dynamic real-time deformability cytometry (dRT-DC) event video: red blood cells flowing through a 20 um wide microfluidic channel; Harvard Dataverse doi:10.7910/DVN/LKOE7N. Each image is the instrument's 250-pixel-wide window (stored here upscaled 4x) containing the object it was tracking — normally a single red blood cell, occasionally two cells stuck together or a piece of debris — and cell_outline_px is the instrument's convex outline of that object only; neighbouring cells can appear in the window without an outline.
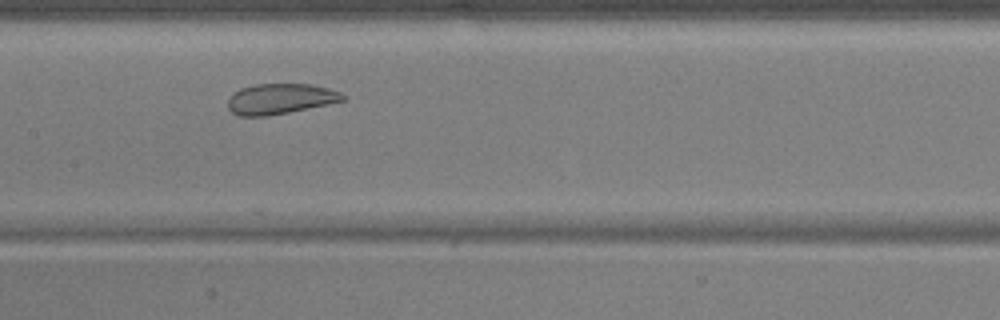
{"species": "common noctule bat (a hibernating species)", "species_latin": "Nyctalus noctula", "temperature_condition": "warm", "stored_images_in_passage": 45, "camera_frame_rate_fps": 3000, "um_per_image_px": 0.085, "animal": {"sex": "male", "body_mass_g": 17.9, "forearm_length_mm": 54.2}, "frame": {"image": 1, "passage_image": 17, "time_ms": 5.333, "image_size_px": [1000, 320], "cell_outline_px": [[344, 100], [328, 104], [268, 116], [236, 116], [228, 108], [228, 96], [232, 92], [240, 88], [256, 84], [312, 84], [328, 88], [340, 92], [344, 96]], "centroid_in_image_um": [23.76, 8.4], "position_along_channel_um": 183.6, "area_um2": 20.46}}
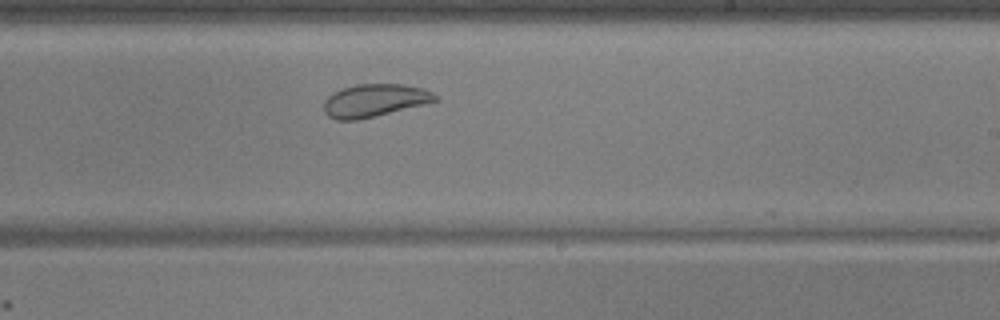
{"frame": {"image": 2, "passage_image": 23, "time_ms": 7.333, "image_size_px": [1000, 320], "cell_outline_px": [[440, 100], [356, 120], [336, 120], [328, 116], [324, 112], [324, 100], [328, 96], [344, 88], [360, 84], [404, 84], [424, 88], [432, 92]], "centroid_in_image_um": [31.83, 8.53], "position_along_channel_um": 257.2, "area_um2": 20.92}}
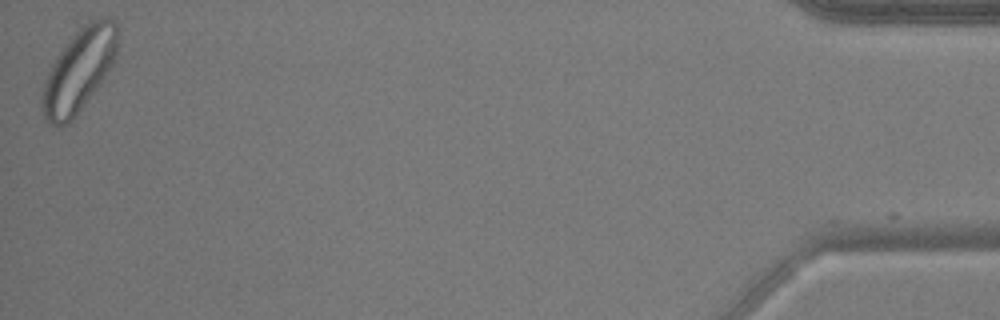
{"frame": {"image": 3, "passage_image": 44, "time_ms": 14.333, "image_size_px": [1000, 320], "cell_outline_px": [[116, 56], [112, 64], [96, 88], [68, 124], [48, 124], [44, 120], [40, 108], [40, 96], [44, 80], [56, 56], [76, 32], [88, 20], [100, 16], [104, 16], [112, 20], [116, 24]], "centroid_in_image_um": [6.65, 5.98], "position_along_channel_um": 428.5, "area_um2": 35.95}, "authors_computed_cell_mechanics": {"area_um2": 25.2586, "velocity_mm_per_s": 3.6939, "shape_relaxation_time_tau1_ms": 7.8056, "shape_relaxation_time_tau2_ms": 1.3131, "deformation_change_tau1": 0.1538, "deformation_change_tau2": 0.0492}}